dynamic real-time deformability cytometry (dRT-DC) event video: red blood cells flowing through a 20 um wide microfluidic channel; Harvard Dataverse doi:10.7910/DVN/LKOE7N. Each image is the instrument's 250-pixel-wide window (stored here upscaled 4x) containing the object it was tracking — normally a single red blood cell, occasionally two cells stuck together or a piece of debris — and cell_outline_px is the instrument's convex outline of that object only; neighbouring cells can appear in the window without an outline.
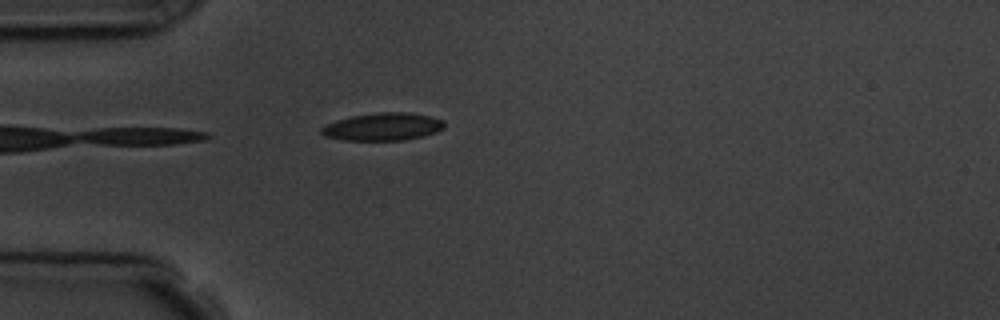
{"species": "common noctule bat (a hibernating species)", "species_latin": "Nyctalus noctula", "temperature_condition": "room temperature", "stored_images_in_passage": 4, "camera_frame_rate_fps": 3000, "um_per_image_px": 0.085, "animal": {"sex": "male", "body_mass_g": 19.5, "forearm_length_mm": 54.6}, "frame": {"image": 1, "passage_image": 4, "time_ms": 4.333, "image_size_px": [1000, 320], "cell_outline_px": [[444, 128], [436, 132], [424, 136], [404, 140], [344, 140], [324, 136], [320, 132], [320, 128], [336, 120], [352, 116], [380, 112], [408, 112], [432, 116], [444, 120]], "centroid_in_image_um": [32.57, 10.77], "position_along_channel_um": 52.4, "area_um2": 19.88}}